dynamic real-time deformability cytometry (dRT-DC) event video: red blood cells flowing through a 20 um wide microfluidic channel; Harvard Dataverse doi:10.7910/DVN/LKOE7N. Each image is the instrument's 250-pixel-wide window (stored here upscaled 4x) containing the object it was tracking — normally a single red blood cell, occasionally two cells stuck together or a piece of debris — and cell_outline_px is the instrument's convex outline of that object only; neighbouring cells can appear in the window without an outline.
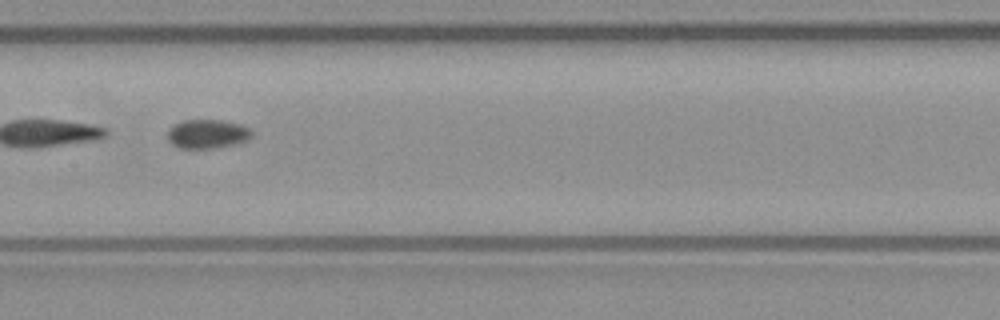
{"species": "common noctule bat (a hibernating species)", "species_latin": "Nyctalus noctula", "temperature_condition": "warm", "stored_images_in_passage": 31, "camera_frame_rate_fps": 3000, "um_per_image_px": 0.085, "animal": {"sex": "male", "body_mass_g": 23.1, "forearm_length_mm": 52.7}, "frame": {"image": 1, "passage_image": 10, "time_ms": 3.0, "image_size_px": [1000, 320], "cell_outline_px": [[252, 136], [248, 140], [216, 148], [180, 148], [172, 144], [168, 140], [168, 128], [172, 124], [184, 120], [220, 120], [240, 124], [248, 128], [252, 132]], "centroid_in_image_um": [17.59, 11.38], "position_along_channel_um": 189.8, "area_um2": 14.22}}